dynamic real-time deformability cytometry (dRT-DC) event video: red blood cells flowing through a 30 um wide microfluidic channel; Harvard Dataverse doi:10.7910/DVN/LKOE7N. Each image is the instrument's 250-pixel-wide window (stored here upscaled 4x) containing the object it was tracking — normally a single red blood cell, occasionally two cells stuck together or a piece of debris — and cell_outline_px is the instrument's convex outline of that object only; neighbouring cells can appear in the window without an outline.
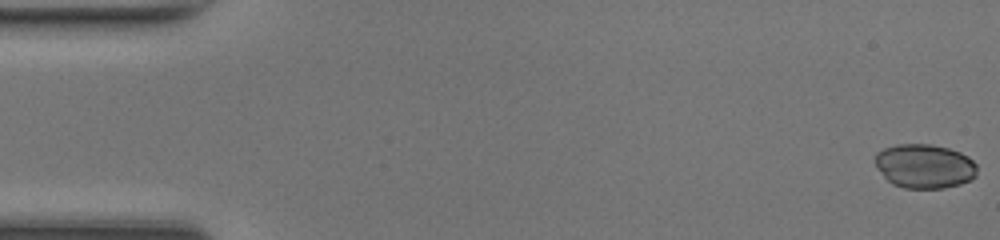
{"species": "common noctule bat (a hibernating species)", "species_latin": "Nyctalus noctula", "temperature_condition": "room temperature", "stored_images_in_passage": 48, "camera_frame_rate_fps": 3000, "um_per_image_px": 0.085, "animal": {"sex": "female", "body_mass_g": 17.0, "forearm_length_mm": 48.0}, "frame": {"image": 1, "passage_image": 1, "time_ms": 0.0, "image_size_px": [1000, 240], "cell_outline_px": [[976, 176], [972, 180], [960, 184], [944, 188], [904, 188], [892, 184], [884, 176], [876, 164], [876, 152], [884, 148], [896, 144], [932, 144], [948, 148], [960, 152], [968, 156], [976, 164]], "centroid_in_image_um": [78.61, 14.12], "position_along_channel_um": 6.4, "area_um2": 26.3}}
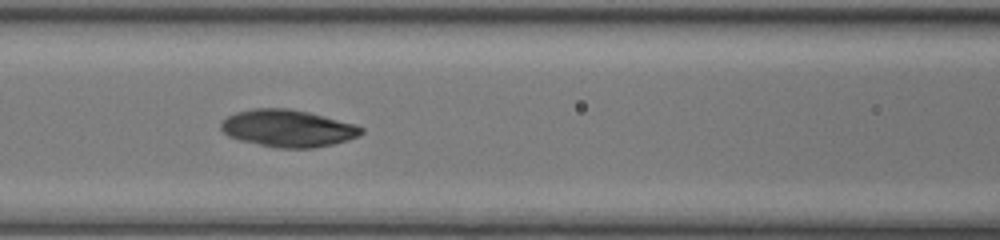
{"frame": {"image": 2, "passage_image": 21, "time_ms": 6.667, "image_size_px": [1000, 240], "cell_outline_px": [[364, 132], [360, 136], [348, 140], [332, 144], [312, 148], [276, 148], [240, 140], [228, 136], [220, 128], [220, 120], [236, 112], [252, 108], [288, 108], [308, 112], [356, 124], [364, 128]], "centroid_in_image_um": [24.47, 10.9], "position_along_channel_um": 142.1, "area_um2": 30.58}}
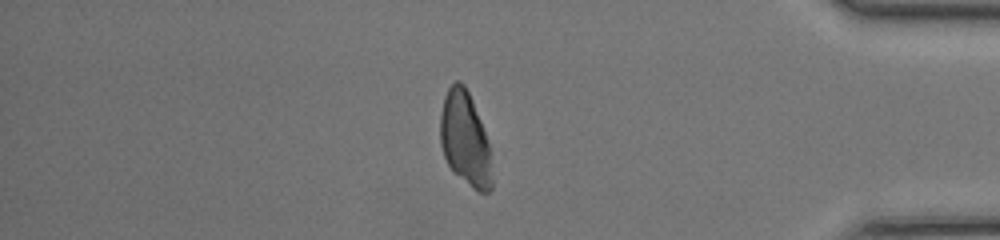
{"frame": {"image": 3, "passage_image": 41, "time_ms": 13.333, "image_size_px": [1000, 240], "cell_outline_px": [[492, 188], [488, 192], [480, 192], [472, 188], [452, 172], [444, 156], [440, 144], [440, 112], [444, 96], [448, 88], [456, 80], [460, 80], [464, 84], [472, 100], [480, 120], [488, 144], [492, 180]], "centroid_in_image_um": [39.5, 11.82], "position_along_channel_um": 395.7, "area_um2": 28.21}, "authors_computed_cell_mechanics": {"area_um2": 29.7381, "velocity_mm_per_s": 4.321, "shape_relaxation_time_tau1_ms": 2.0745, "shape_relaxation_time_tau2_ms": 8.8682, "deformation_change_tau1": 0.0565, "deformation_change_tau2": 0.1264}}